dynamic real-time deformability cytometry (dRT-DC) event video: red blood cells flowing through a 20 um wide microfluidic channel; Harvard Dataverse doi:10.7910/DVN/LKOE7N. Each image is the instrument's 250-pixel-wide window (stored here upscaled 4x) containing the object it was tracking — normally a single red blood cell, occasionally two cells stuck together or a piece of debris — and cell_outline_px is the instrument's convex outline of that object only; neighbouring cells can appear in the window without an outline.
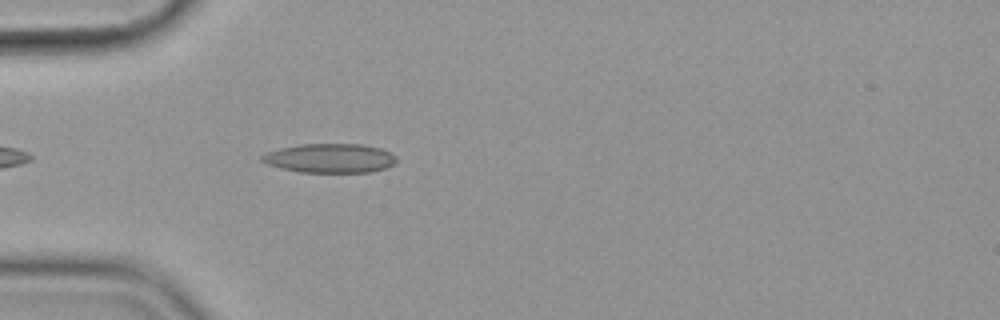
{"species": "common noctule bat (a hibernating species)", "species_latin": "Nyctalus noctula", "temperature_condition": "cold", "stored_images_in_passage": 41, "camera_frame_rate_fps": 3000, "um_per_image_px": 0.085, "animal": {"sex": "female", "body_mass_g": 19.9}, "frame": {"image": 1, "passage_image": 4, "time_ms": 1.0, "image_size_px": [1000, 320], "cell_outline_px": [[396, 160], [392, 164], [384, 168], [372, 172], [300, 172], [280, 168], [268, 164], [260, 160], [260, 156], [268, 152], [280, 148], [300, 144], [360, 144], [380, 148], [396, 156]], "centroid_in_image_um": [28.02, 13.45], "position_along_channel_um": 57.0, "area_um2": 22.72}}
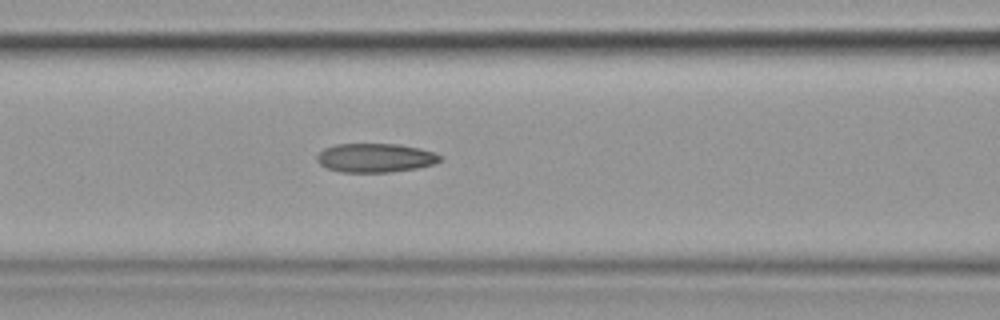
{"frame": {"image": 2, "passage_image": 11, "time_ms": 3.333, "image_size_px": [1000, 320], "cell_outline_px": [[444, 156], [436, 164], [416, 168], [392, 172], [340, 172], [328, 168], [320, 164], [316, 160], [316, 156], [324, 148], [336, 144], [400, 144], [420, 148]], "centroid_in_image_um": [31.92, 13.41], "position_along_channel_um": 134.7, "area_um2": 20.87}}
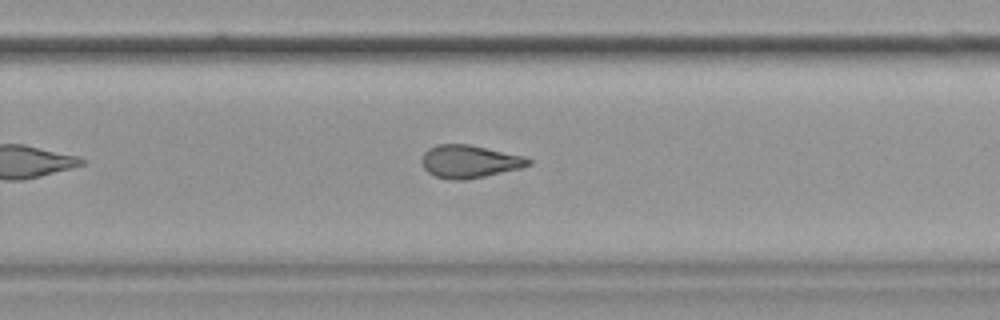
{"frame": {"image": 3, "passage_image": 24, "time_ms": 7.667, "image_size_px": [1000, 320], "cell_outline_px": [[532, 164], [524, 168], [464, 180], [456, 180], [436, 176], [428, 172], [424, 168], [420, 160], [424, 152], [428, 148], [436, 144], [468, 144], [524, 156], [532, 160]], "centroid_in_image_um": [39.92, 13.72], "position_along_channel_um": 289.9, "area_um2": 20.46}, "authors_computed_cell_mechanics": {"area_um2": 20.8658, "velocity_mm_per_s": 3.5955, "shape_relaxation_time_tau1_ms": null, "shape_relaxation_time_tau2_ms": 2.9661, "deformation_change_tau1": null, "deformation_change_tau2": 0.1147}}